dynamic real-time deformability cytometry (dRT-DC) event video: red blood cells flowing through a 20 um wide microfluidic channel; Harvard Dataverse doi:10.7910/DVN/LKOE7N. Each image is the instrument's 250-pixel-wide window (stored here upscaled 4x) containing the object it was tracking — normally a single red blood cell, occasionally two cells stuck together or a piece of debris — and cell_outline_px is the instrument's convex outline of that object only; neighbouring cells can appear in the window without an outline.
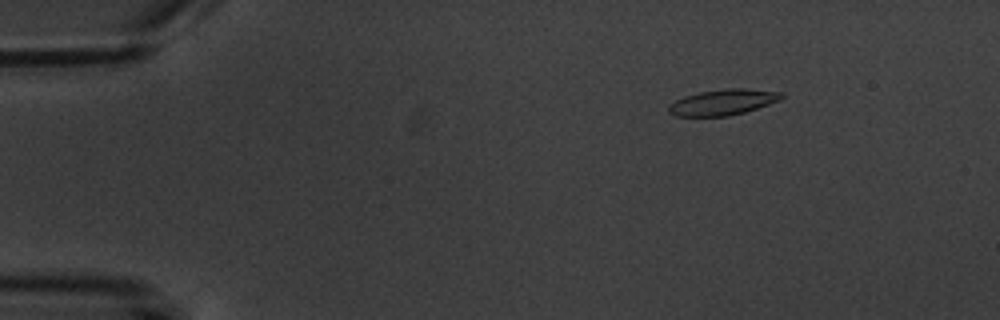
{"species": "common noctule bat (a hibernating species)", "species_latin": "Nyctalus noctula", "temperature_condition": "warm", "stored_images_in_passage": 10, "camera_frame_rate_fps": 3000, "um_per_image_px": 0.085, "animal": {"sex": "male", "body_mass_g": 20.1, "forearm_length_mm": 53.5}, "frame": {"image": 1, "passage_image": 2, "time_ms": 1.333, "image_size_px": [1000, 320], "cell_outline_px": [[784, 96], [780, 100], [744, 112], [728, 116], [672, 116], [668, 112], [668, 108], [676, 100], [684, 96], [700, 92], [728, 88], [744, 88], [784, 92]], "centroid_in_image_um": [61.46, 8.68], "position_along_channel_um": 23.5, "area_um2": 16.88}}
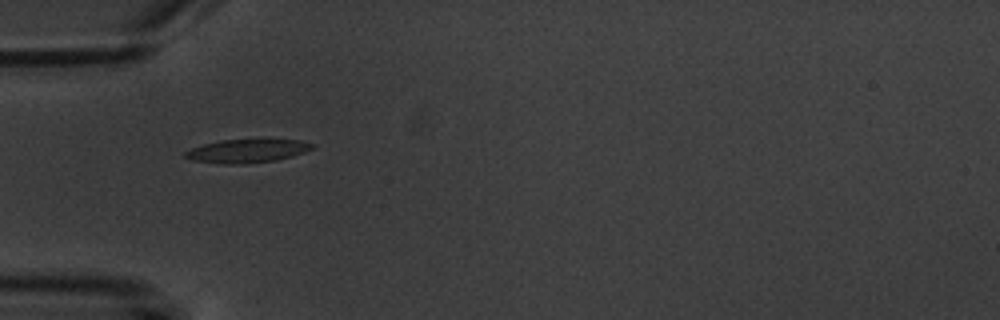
{"frame": {"image": 2, "passage_image": 5, "time_ms": 4.667, "image_size_px": [1000, 320], "cell_outline_px": [[316, 144], [312, 148], [304, 152], [292, 156], [276, 160], [244, 164], [224, 164], [192, 160], [184, 156], [184, 152], [192, 148], [204, 144], [220, 140], [260, 136], [300, 140]], "centroid_in_image_um": [21.07, 12.77], "position_along_channel_um": 63.9, "area_um2": 18.32}}
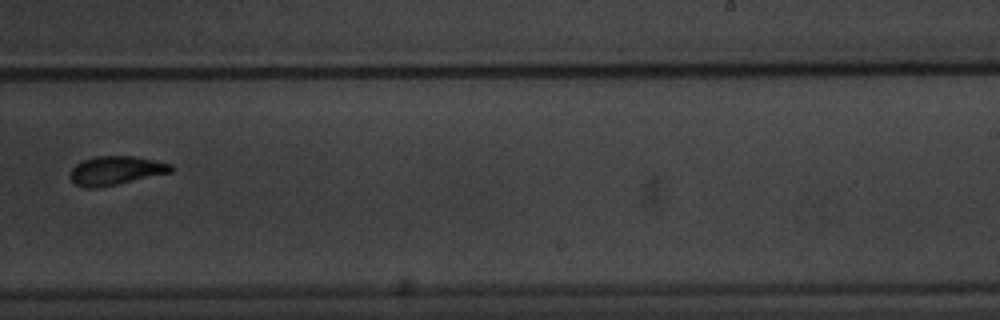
{"frame": {"image": 3, "passage_image": 10, "time_ms": 10.667, "image_size_px": [1000, 320], "cell_outline_px": [[172, 172], [116, 184], [96, 188], [84, 188], [76, 184], [68, 176], [72, 168], [76, 164], [84, 160], [96, 156], [136, 156], [172, 164]], "centroid_in_image_um": [9.82, 14.49], "position_along_channel_um": 279.2, "area_um2": 16.82}}